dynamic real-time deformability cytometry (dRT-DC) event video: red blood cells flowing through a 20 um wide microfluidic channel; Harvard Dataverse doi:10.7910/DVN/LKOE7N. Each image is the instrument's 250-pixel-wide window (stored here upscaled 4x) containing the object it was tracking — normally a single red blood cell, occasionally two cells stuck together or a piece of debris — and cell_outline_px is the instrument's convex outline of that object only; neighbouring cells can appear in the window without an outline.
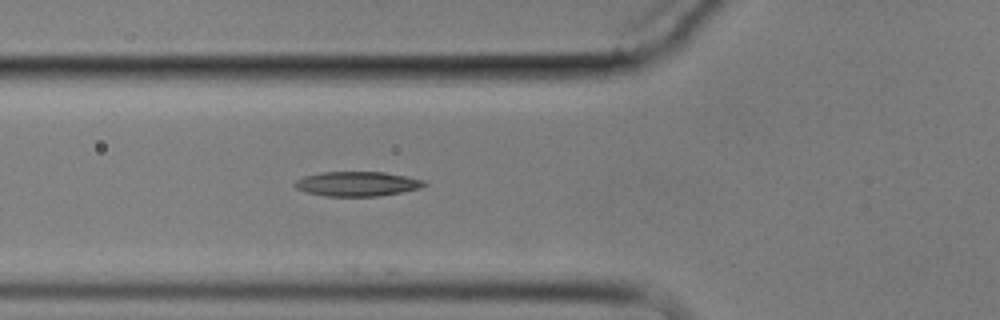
{"species": "common noctule bat (a hibernating species)", "species_latin": "Nyctalus noctula", "temperature_condition": "cold", "stored_images_in_passage": 5, "camera_frame_rate_fps": 3000, "um_per_image_px": 0.085, "animal": {"sex": "male", "body_mass_g": 17.9}, "frame": {"image": 1, "passage_image": 5, "time_ms": 5.333, "image_size_px": [1000, 320], "cell_outline_px": [[428, 184], [420, 188], [400, 192], [376, 196], [324, 196], [304, 192], [296, 188], [292, 184], [296, 180], [304, 176], [320, 172], [384, 172], [424, 180]], "centroid_in_image_um": [30.31, 15.63], "position_along_channel_um": 95.5, "area_um2": 18.55}}